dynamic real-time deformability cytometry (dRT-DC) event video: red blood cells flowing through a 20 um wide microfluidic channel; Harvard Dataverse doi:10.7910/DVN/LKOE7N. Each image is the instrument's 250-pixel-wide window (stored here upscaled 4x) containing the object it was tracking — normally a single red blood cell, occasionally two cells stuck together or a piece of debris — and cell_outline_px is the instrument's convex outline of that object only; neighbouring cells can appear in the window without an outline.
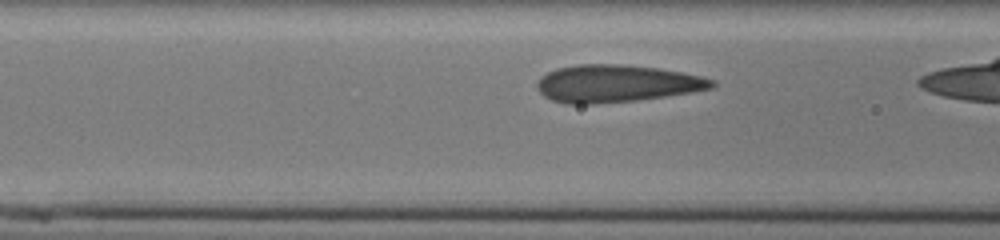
{"species": "human", "species_latin": "Homo sapiens", "temperature_condition": "cold", "stored_images_in_passage": 25, "camera_frame_rate_fps": 3000, "um_per_image_px": 0.085, "donor": {"sex": "male"}, "frame": {"image": 1, "passage_image": 4, "time_ms": 1.0, "image_size_px": [1000, 240], "cell_outline_px": [[716, 84], [712, 88], [692, 92], [636, 100], [596, 104], [568, 104], [552, 100], [544, 96], [536, 88], [536, 84], [548, 72], [556, 68], [580, 64], [620, 64], [656, 68], [680, 72], [700, 76], [716, 80]], "centroid_in_image_um": [52.39, 7.1], "position_along_channel_um": 114.2, "area_um2": 37.86}}
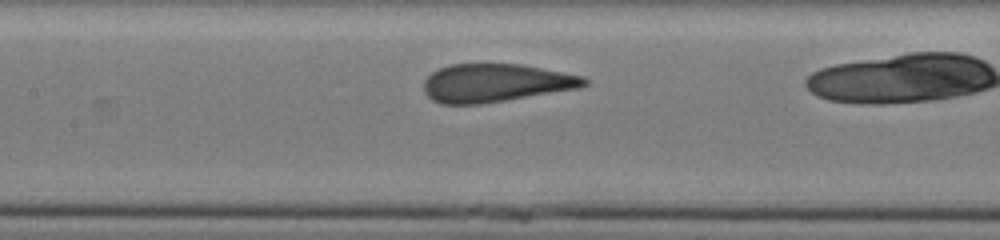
{"frame": {"image": 2, "passage_image": 8, "time_ms": 2.333, "image_size_px": [1000, 240], "cell_outline_px": [[588, 84], [580, 88], [480, 104], [440, 104], [432, 100], [424, 92], [424, 80], [432, 72], [448, 64], [520, 64], [584, 76], [588, 80]], "centroid_in_image_um": [42.12, 7.05], "position_along_channel_um": 165.3, "area_um2": 35.66}}
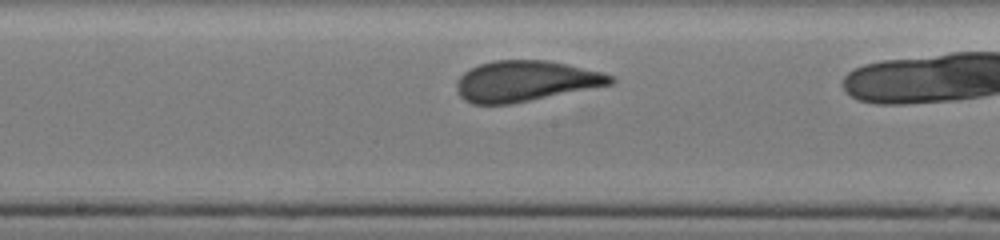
{"frame": {"image": 3, "passage_image": 11, "time_ms": 3.333, "image_size_px": [1000, 240], "cell_outline_px": [[616, 80], [612, 84], [592, 88], [508, 104], [472, 104], [464, 100], [460, 96], [456, 88], [456, 80], [464, 72], [480, 64], [496, 60], [544, 60], [604, 72], [612, 76]], "centroid_in_image_um": [44.64, 6.89], "position_along_channel_um": 203.6, "area_um2": 36.13}}